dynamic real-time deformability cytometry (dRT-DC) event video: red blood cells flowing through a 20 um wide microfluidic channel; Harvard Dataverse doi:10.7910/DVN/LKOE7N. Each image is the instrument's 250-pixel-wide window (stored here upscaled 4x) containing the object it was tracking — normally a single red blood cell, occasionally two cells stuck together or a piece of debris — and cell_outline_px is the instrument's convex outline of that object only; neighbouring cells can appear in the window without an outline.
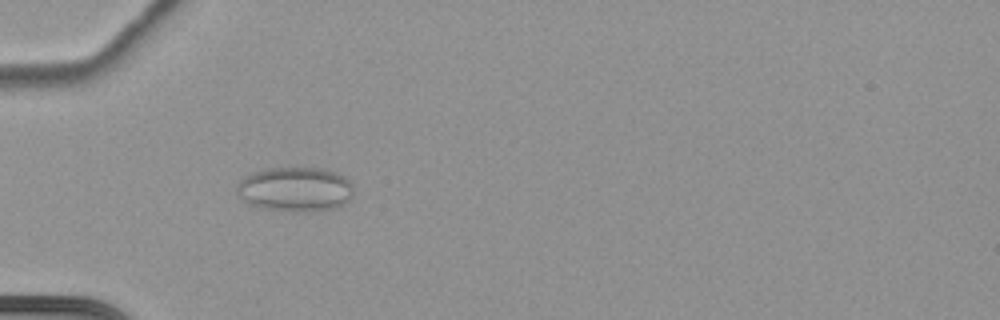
{"species": "common noctule bat (a hibernating species)", "species_latin": "Nyctalus noctula", "temperature_condition": "cold", "stored_images_in_passage": 64, "camera_frame_rate_fps": 3000, "um_per_image_px": 0.085, "animal": {"sex": "female", "body_mass_g": 22.7, "forearm_length_mm": 54.2}, "frame": {"image": 1, "passage_image": 24, "time_ms": 7.667, "image_size_px": [1000, 320], "cell_outline_px": [[352, 196], [344, 204], [336, 208], [304, 212], [296, 212], [260, 208], [244, 200], [236, 192], [236, 184], [244, 176], [252, 172], [264, 168], [324, 168], [336, 172], [344, 176], [352, 184]], "centroid_in_image_um": [25.08, 16.08], "position_along_channel_um": 59.9, "area_um2": 30.58}}
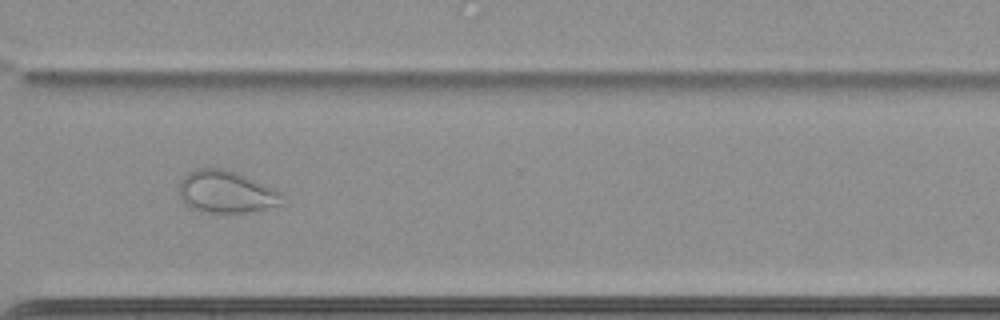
{"frame": {"image": 2, "passage_image": 50, "time_ms": 16.333, "image_size_px": [1000, 320], "cell_outline_px": [[284, 204], [244, 212], [200, 212], [188, 208], [180, 200], [180, 180], [188, 172], [196, 168], [224, 168], [236, 172], [272, 188], [280, 192]], "centroid_in_image_um": [19.15, 16.31], "position_along_channel_um": 351.4, "area_um2": 25.26}}
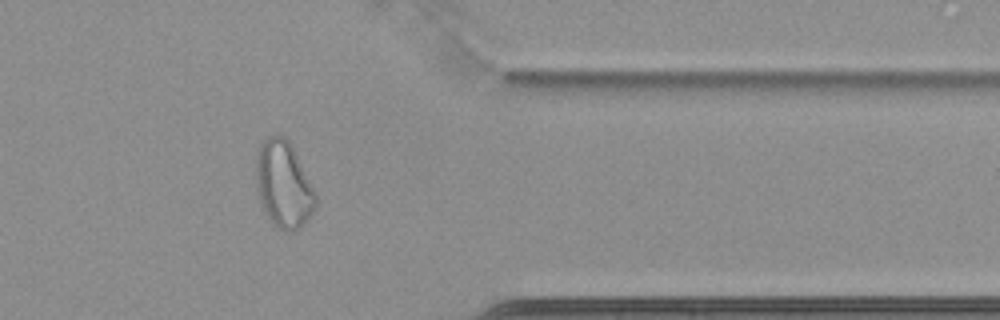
{"frame": {"image": 3, "passage_image": 54, "time_ms": 17.667, "image_size_px": [1000, 320], "cell_outline_px": [[316, 208], [304, 224], [300, 228], [292, 232], [284, 232], [276, 228], [264, 212], [260, 204], [256, 188], [256, 156], [260, 144], [268, 136], [284, 136], [288, 140], [316, 192]], "centroid_in_image_um": [24.09, 15.74], "position_along_channel_um": 387.3, "area_um2": 30.29}}